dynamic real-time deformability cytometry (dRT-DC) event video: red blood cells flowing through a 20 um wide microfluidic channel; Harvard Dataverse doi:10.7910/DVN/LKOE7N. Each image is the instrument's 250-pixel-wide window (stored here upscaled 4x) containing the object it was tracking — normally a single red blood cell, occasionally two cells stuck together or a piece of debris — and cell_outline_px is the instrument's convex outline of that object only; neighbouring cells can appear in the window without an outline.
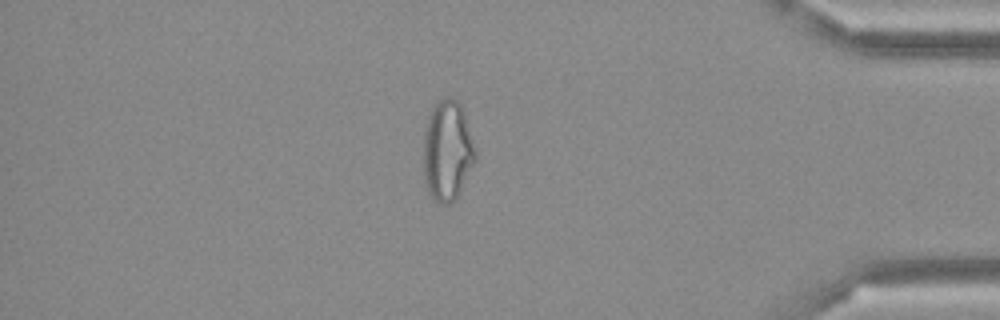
{"species": "Egyptian fruit bat (a non-hibernating species)", "species_latin": "Rousettus aegyptiacus", "temperature_condition": "cold", "stored_images_in_passage": 50, "camera_frame_rate_fps": 3000, "um_per_image_px": 0.085, "frame": {"image": 1, "passage_image": 43, "time_ms": 14.0, "image_size_px": [1000, 320], "cell_outline_px": [[476, 160], [456, 200], [452, 204], [440, 204], [432, 200], [424, 184], [424, 128], [428, 116], [432, 108], [444, 96], [452, 96], [460, 100], [476, 152]], "centroid_in_image_um": [38.02, 12.83], "position_along_channel_um": 397.2, "area_um2": 30.92}}